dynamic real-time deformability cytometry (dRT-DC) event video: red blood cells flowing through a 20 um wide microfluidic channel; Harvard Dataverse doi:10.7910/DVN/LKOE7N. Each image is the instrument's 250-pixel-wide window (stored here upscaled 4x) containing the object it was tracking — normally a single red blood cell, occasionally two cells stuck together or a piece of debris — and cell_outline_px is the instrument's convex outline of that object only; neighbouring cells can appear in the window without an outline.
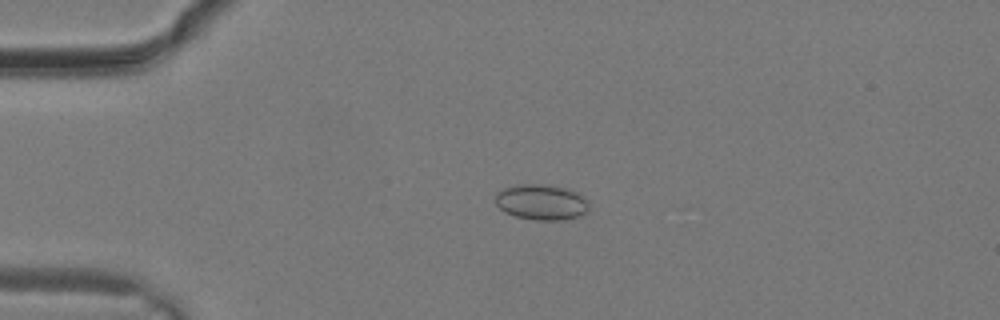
{"species": "common noctule bat (a hibernating species)", "species_latin": "Nyctalus noctula", "temperature_condition": "warm", "stored_images_in_passage": 27, "camera_frame_rate_fps": 3000, "um_per_image_px": 0.085, "animal": {"sex": "male", "body_mass_g": 19.2, "forearm_length_mm": 51.8}, "frame": {"image": 1, "passage_image": 5, "time_ms": 1.333, "image_size_px": [1000, 320], "cell_outline_px": [[588, 212], [580, 216], [564, 220], [536, 220], [516, 216], [504, 212], [496, 204], [496, 192], [504, 188], [520, 184], [540, 184], [564, 188], [580, 192], [588, 200]], "centroid_in_image_um": [46.05, 17.19], "position_along_channel_um": 38.9, "area_um2": 19.54}}
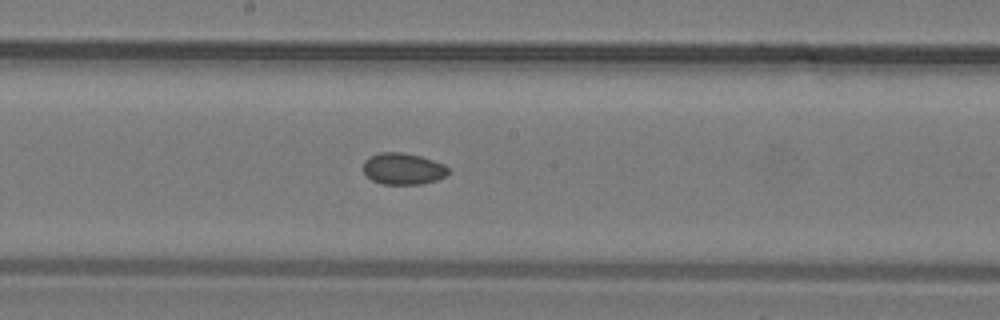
{"frame": {"image": 2, "passage_image": 14, "time_ms": 4.333, "image_size_px": [1000, 320], "cell_outline_px": [[448, 172], [444, 176], [436, 180], [420, 184], [384, 184], [372, 180], [364, 172], [364, 160], [368, 156], [380, 152], [400, 152], [420, 156], [444, 164], [448, 168]], "centroid_in_image_um": [34.23, 14.33], "position_along_channel_um": 214.0, "area_um2": 15.49}}
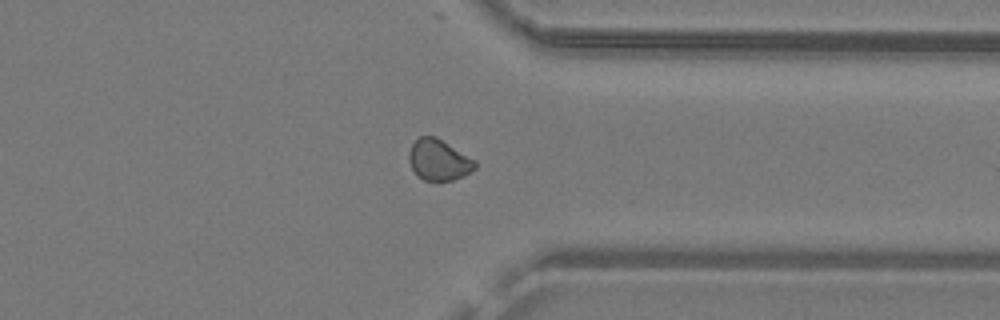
{"frame": {"image": 3, "passage_image": 21, "time_ms": 6.667, "image_size_px": [1000, 320], "cell_outline_px": [[476, 168], [464, 176], [452, 180], [424, 180], [412, 168], [408, 160], [408, 152], [412, 144], [420, 136], [436, 136], [476, 160]], "centroid_in_image_um": [37.31, 13.58], "position_along_channel_um": 374.1, "area_um2": 15.72}}